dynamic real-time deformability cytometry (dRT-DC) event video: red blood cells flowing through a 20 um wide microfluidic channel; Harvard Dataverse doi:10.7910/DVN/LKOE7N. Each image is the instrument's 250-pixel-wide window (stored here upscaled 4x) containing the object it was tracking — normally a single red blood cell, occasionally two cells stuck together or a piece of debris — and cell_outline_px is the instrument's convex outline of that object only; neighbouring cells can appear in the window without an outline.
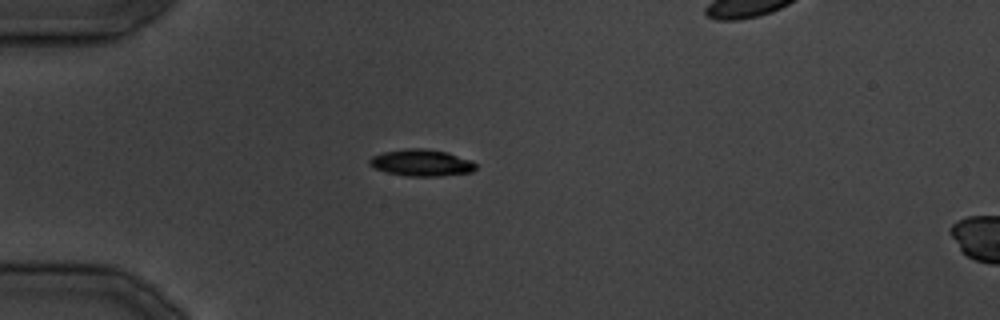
{"species": "common noctule bat (a hibernating species)", "species_latin": "Nyctalus noctula", "temperature_condition": "cold", "stored_images_in_passage": 9, "camera_frame_rate_fps": 3000, "um_per_image_px": 0.085, "animal": {"sex": "male", "body_mass_g": 19.5, "forearm_length_mm": 54.6}, "frame": {"image": 1, "passage_image": 1, "time_ms": 0.0, "image_size_px": [1000, 320], "cell_outline_px": [[476, 168], [472, 172], [440, 176], [404, 176], [388, 172], [376, 168], [368, 164], [368, 160], [372, 156], [384, 152], [404, 148], [424, 148], [448, 152], [472, 160], [476, 164]], "centroid_in_image_um": [35.84, 13.83], "position_along_channel_um": 49.2, "area_um2": 16.65}}
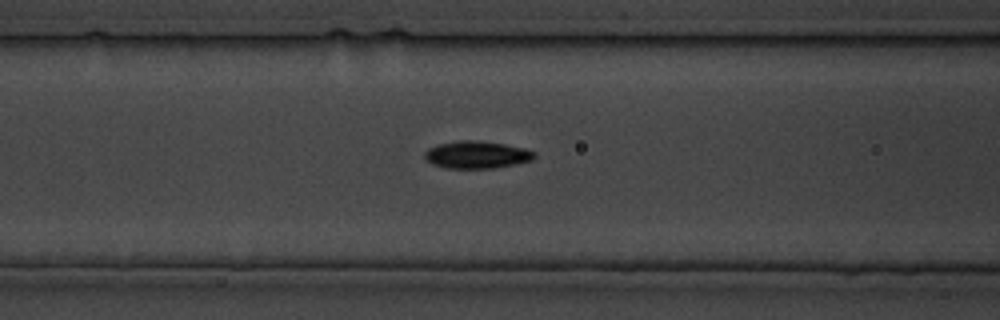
{"frame": {"image": 2, "passage_image": 6, "time_ms": 6.0, "image_size_px": [1000, 320], "cell_outline_px": [[536, 156], [532, 160], [516, 164], [492, 168], [448, 168], [432, 164], [424, 156], [424, 152], [428, 148], [436, 144], [460, 140], [480, 140], [504, 144], [524, 148], [536, 152]], "centroid_in_image_um": [40.52, 13.14], "position_along_channel_um": 126.1, "area_um2": 17.57}}
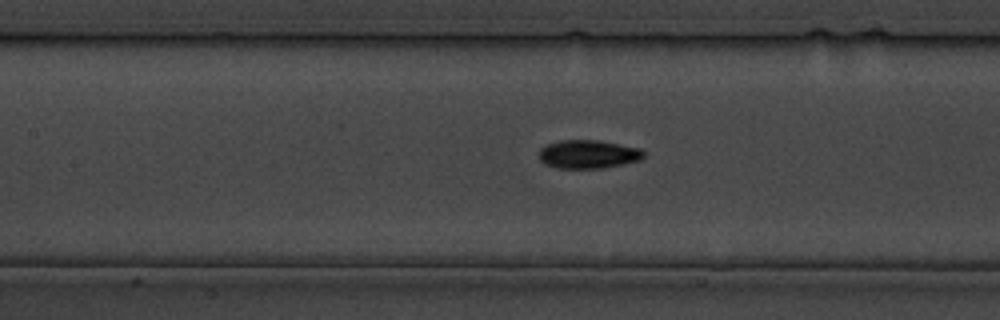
{"frame": {"image": 3, "passage_image": 8, "time_ms": 8.0, "image_size_px": [1000, 320], "cell_outline_px": [[644, 156], [640, 160], [600, 168], [556, 168], [544, 164], [540, 160], [540, 148], [544, 144], [560, 140], [596, 140], [640, 148], [644, 152]], "centroid_in_image_um": [49.94, 13.1], "position_along_channel_um": 157.5, "area_um2": 17.28}}